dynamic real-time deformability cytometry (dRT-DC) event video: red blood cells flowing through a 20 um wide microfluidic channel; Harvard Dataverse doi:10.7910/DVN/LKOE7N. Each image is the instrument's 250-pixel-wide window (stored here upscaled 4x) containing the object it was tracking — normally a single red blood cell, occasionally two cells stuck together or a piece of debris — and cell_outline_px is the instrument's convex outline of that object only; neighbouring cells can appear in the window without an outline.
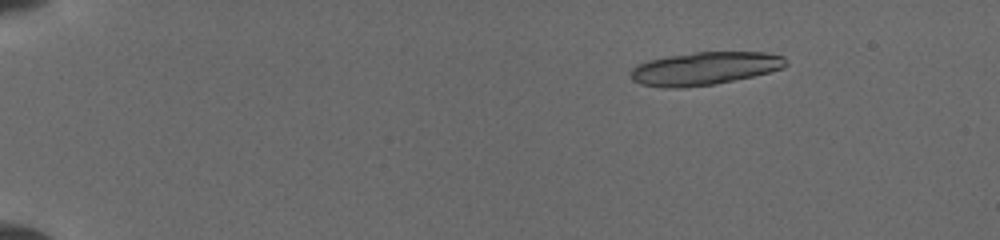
{"species": "common noctule bat (a hibernating species)", "species_latin": "Nyctalus noctula", "temperature_condition": "cold", "stored_images_in_passage": 31, "segment_of_instrument_passage": [1, 2], "camera_frame_rate_fps": 3000, "um_per_image_px": 0.085, "animal": {"sex": "female", "body_mass_g": 19.5, "forearm_length_mm": 54.1}, "frame": {"image": 1, "passage_image": 2, "time_ms": 0.667, "image_size_px": [1000, 240], "cell_outline_px": [[788, 64], [784, 68], [752, 76], [712, 84], [680, 88], [664, 88], [640, 84], [632, 80], [632, 68], [636, 64], [648, 60], [668, 56], [696, 52], [764, 52], [784, 56], [788, 60]], "centroid_in_image_um": [59.9, 5.81], "position_along_channel_um": 25.1, "area_um2": 29.77}}